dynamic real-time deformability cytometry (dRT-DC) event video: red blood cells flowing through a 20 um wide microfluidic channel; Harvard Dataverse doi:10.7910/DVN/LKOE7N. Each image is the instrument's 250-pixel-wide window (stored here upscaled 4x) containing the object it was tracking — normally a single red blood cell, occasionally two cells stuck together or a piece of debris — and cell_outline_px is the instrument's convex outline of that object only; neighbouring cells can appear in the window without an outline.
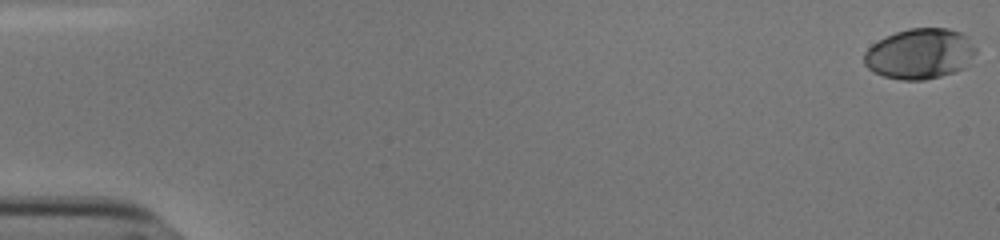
{"species": "human", "species_latin": "Homo sapiens", "temperature_condition": "cold", "stored_images_in_passage": 46, "camera_frame_rate_fps": 3000, "um_per_image_px": 0.085, "donor": {"sex": "male"}, "frame": {"image": 1, "passage_image": 1, "time_ms": 0.0, "image_size_px": [1000, 240], "cell_outline_px": [[976, 52], [964, 68], [940, 76], [924, 80], [900, 80], [884, 76], [872, 72], [864, 64], [864, 52], [872, 44], [896, 32], [908, 28], [948, 28], [960, 32], [968, 36], [976, 48]], "centroid_in_image_um": [78.18, 4.57], "position_along_channel_um": 6.8, "area_um2": 32.89}}
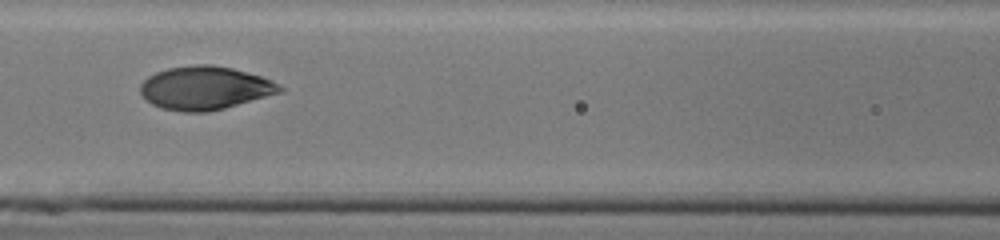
{"frame": {"image": 2, "passage_image": 26, "time_ms": 8.333, "image_size_px": [1000, 240], "cell_outline_px": [[284, 88], [280, 92], [224, 108], [208, 112], [184, 112], [164, 108], [152, 104], [140, 92], [140, 84], [148, 76], [156, 72], [168, 68], [192, 64], [212, 64], [232, 68], [260, 76], [272, 80], [280, 84]], "centroid_in_image_um": [17.41, 7.46], "position_along_channel_um": 149.2, "area_um2": 35.03}}
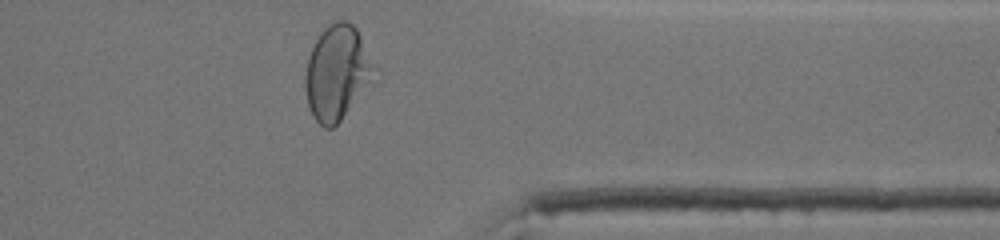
{"frame": {"image": 3, "passage_image": 45, "time_ms": 14.667, "image_size_px": [1000, 240], "cell_outline_px": [[380, 80], [332, 128], [324, 128], [312, 116], [308, 104], [304, 84], [304, 76], [308, 56], [320, 32], [324, 28], [336, 20], [348, 20], [356, 28], [376, 68]], "centroid_in_image_um": [28.71, 6.21], "position_along_channel_um": 382.7, "area_um2": 39.07}, "authors_computed_cell_mechanics": {"area_um2": 34.391, "velocity_mm_per_s": 3.8154, "shape_relaxation_time_tau1_ms": 4.3208, "shape_relaxation_time_tau2_ms": null, "deformation_change_tau1": 0.2094, "deformation_change_tau2": null}}